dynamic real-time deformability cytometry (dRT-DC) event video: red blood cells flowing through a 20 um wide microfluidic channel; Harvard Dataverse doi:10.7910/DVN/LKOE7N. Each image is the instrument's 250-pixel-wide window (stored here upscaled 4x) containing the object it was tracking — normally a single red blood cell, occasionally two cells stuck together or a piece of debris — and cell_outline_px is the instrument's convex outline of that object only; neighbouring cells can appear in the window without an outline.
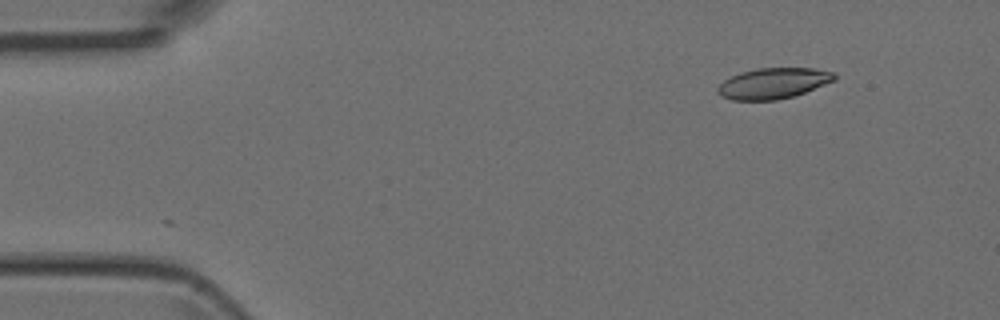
{"species": "Egyptian fruit bat (a non-hibernating species)", "species_latin": "Rousettus aegyptiacus", "temperature_condition": "room temperature", "stored_images_in_passage": 13, "camera_frame_rate_fps": 3000, "um_per_image_px": 0.085, "animal": {"sex": "female"}, "frame": {"image": 1, "passage_image": 2, "time_ms": 0.333, "image_size_px": [1000, 320], "cell_outline_px": [[836, 80], [804, 92], [792, 96], [776, 100], [732, 100], [720, 96], [716, 92], [716, 88], [724, 80], [740, 72], [756, 68], [812, 68], [832, 72], [836, 76]], "centroid_in_image_um": [65.68, 7.08], "position_along_channel_um": 19.3, "area_um2": 20.87}}
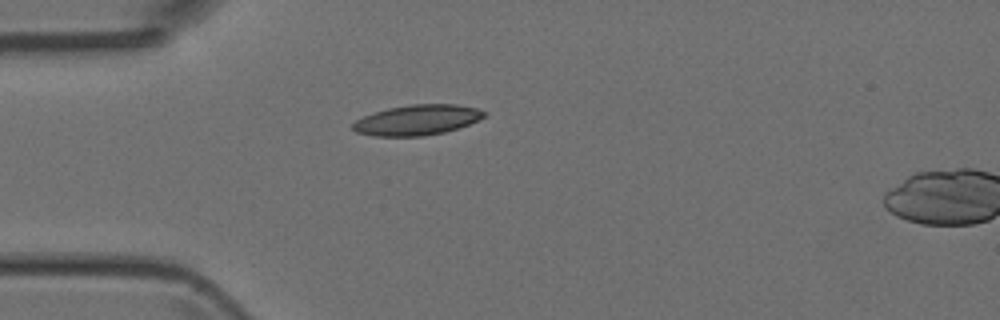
{"frame": {"image": 2, "passage_image": 10, "time_ms": 3.0, "image_size_px": [1000, 320], "cell_outline_px": [[488, 112], [484, 116], [460, 128], [444, 132], [424, 136], [372, 136], [356, 132], [352, 128], [352, 124], [356, 120], [364, 116], [388, 108], [412, 104], [456, 104], [476, 108]], "centroid_in_image_um": [35.45, 10.2], "position_along_channel_um": 49.5, "area_um2": 23.12}}